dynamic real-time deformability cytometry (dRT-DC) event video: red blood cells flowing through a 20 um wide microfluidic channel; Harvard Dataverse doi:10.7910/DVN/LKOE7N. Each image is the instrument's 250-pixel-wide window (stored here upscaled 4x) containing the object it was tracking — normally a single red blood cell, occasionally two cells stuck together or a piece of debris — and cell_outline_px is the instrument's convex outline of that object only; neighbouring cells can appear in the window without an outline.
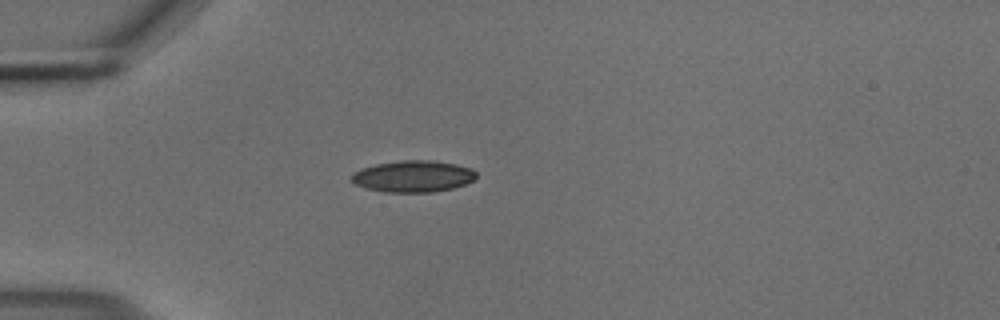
{"species": "common noctule bat (a hibernating species)", "species_latin": "Nyctalus noctula", "temperature_condition": "cold", "stored_images_in_passage": 40, "camera_frame_rate_fps": 3000, "um_per_image_px": 0.085, "animal": {"sex": "male", "body_mass_g": 18.8}, "frame": {"image": 1, "passage_image": 1, "time_ms": 0.0, "image_size_px": [1000, 320], "cell_outline_px": [[476, 176], [472, 180], [464, 184], [452, 188], [432, 192], [388, 192], [368, 188], [356, 184], [352, 180], [352, 172], [360, 168], [376, 164], [400, 160], [432, 160], [456, 164], [472, 168], [476, 172]], "centroid_in_image_um": [35.12, 14.97], "position_along_channel_um": 49.9, "area_um2": 22.83}}
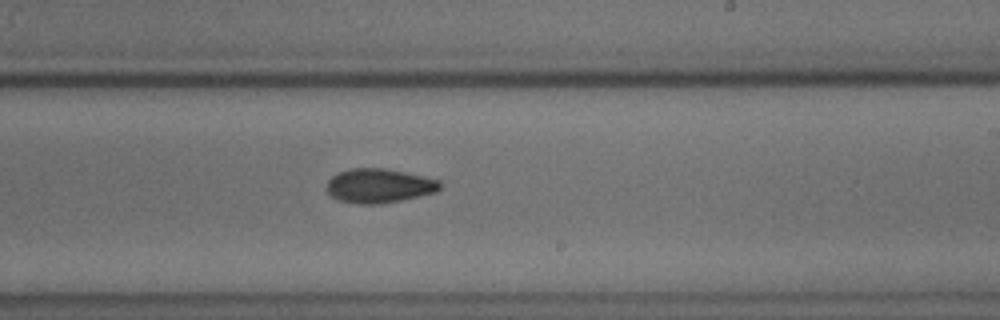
{"frame": {"image": 2, "passage_image": 19, "time_ms": 6.0, "image_size_px": [1000, 320], "cell_outline_px": [[440, 188], [436, 192], [400, 200], [376, 204], [356, 204], [340, 200], [332, 196], [328, 192], [328, 180], [332, 176], [348, 168], [384, 168], [424, 176], [440, 180]], "centroid_in_image_um": [32.22, 15.78], "position_along_channel_um": 256.8, "area_um2": 22.37}}
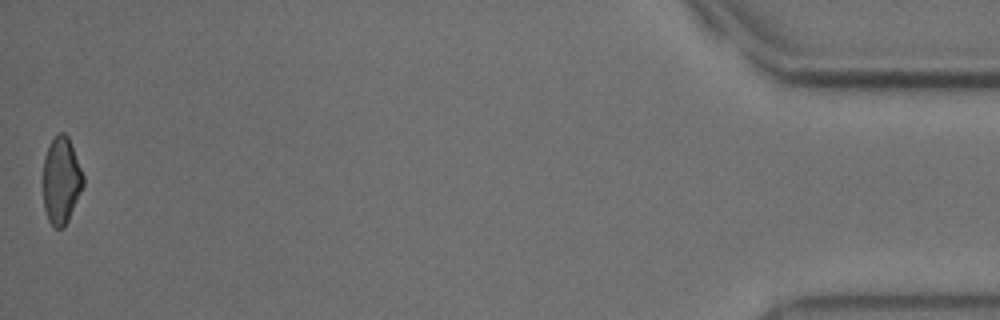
{"frame": {"image": 3, "passage_image": 40, "time_ms": 13.0, "image_size_px": [1000, 320], "cell_outline_px": [[84, 184], [68, 220], [64, 228], [56, 228], [48, 220], [44, 208], [40, 184], [44, 156], [48, 144], [60, 132], [64, 132], [68, 136], [84, 176]], "centroid_in_image_um": [5.15, 15.34], "position_along_channel_um": 430.1, "area_um2": 20.87}, "authors_computed_cell_mechanics": {"area_um2": 22.1663, "velocity_mm_per_s": 3.708, "shape_relaxation_time_tau1_ms": 4.928, "shape_relaxation_time_tau2_ms": 4.2238, "deformation_change_tau1": 0.1339, "deformation_change_tau2": 0.0957}}